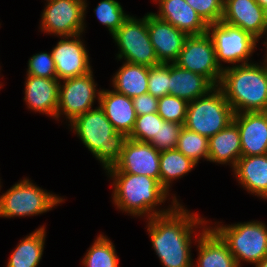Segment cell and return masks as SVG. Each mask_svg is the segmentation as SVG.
Masks as SVG:
<instances>
[{"label": "cell", "mask_w": 267, "mask_h": 267, "mask_svg": "<svg viewBox=\"0 0 267 267\" xmlns=\"http://www.w3.org/2000/svg\"><path fill=\"white\" fill-rule=\"evenodd\" d=\"M59 84L57 78L26 75L23 99L27 108L55 119L59 104Z\"/></svg>", "instance_id": "obj_18"}, {"label": "cell", "mask_w": 267, "mask_h": 267, "mask_svg": "<svg viewBox=\"0 0 267 267\" xmlns=\"http://www.w3.org/2000/svg\"><path fill=\"white\" fill-rule=\"evenodd\" d=\"M162 121L163 119L157 112L137 116L135 126L128 138L141 142H149L154 136H157L159 123Z\"/></svg>", "instance_id": "obj_34"}, {"label": "cell", "mask_w": 267, "mask_h": 267, "mask_svg": "<svg viewBox=\"0 0 267 267\" xmlns=\"http://www.w3.org/2000/svg\"><path fill=\"white\" fill-rule=\"evenodd\" d=\"M158 98L149 93L141 94L132 98L133 107L137 116L145 114L156 113L158 106Z\"/></svg>", "instance_id": "obj_37"}, {"label": "cell", "mask_w": 267, "mask_h": 267, "mask_svg": "<svg viewBox=\"0 0 267 267\" xmlns=\"http://www.w3.org/2000/svg\"><path fill=\"white\" fill-rule=\"evenodd\" d=\"M217 87L235 114L267 111V68L261 62L225 68Z\"/></svg>", "instance_id": "obj_3"}, {"label": "cell", "mask_w": 267, "mask_h": 267, "mask_svg": "<svg viewBox=\"0 0 267 267\" xmlns=\"http://www.w3.org/2000/svg\"><path fill=\"white\" fill-rule=\"evenodd\" d=\"M208 143V137L193 132L183 126L176 149L198 165L201 159L208 161Z\"/></svg>", "instance_id": "obj_29"}, {"label": "cell", "mask_w": 267, "mask_h": 267, "mask_svg": "<svg viewBox=\"0 0 267 267\" xmlns=\"http://www.w3.org/2000/svg\"><path fill=\"white\" fill-rule=\"evenodd\" d=\"M94 14L98 21L106 26L111 36L121 27L130 16L126 14L117 0H102L94 8Z\"/></svg>", "instance_id": "obj_30"}, {"label": "cell", "mask_w": 267, "mask_h": 267, "mask_svg": "<svg viewBox=\"0 0 267 267\" xmlns=\"http://www.w3.org/2000/svg\"><path fill=\"white\" fill-rule=\"evenodd\" d=\"M264 9V17H265V22H266V30H267V6Z\"/></svg>", "instance_id": "obj_41"}, {"label": "cell", "mask_w": 267, "mask_h": 267, "mask_svg": "<svg viewBox=\"0 0 267 267\" xmlns=\"http://www.w3.org/2000/svg\"><path fill=\"white\" fill-rule=\"evenodd\" d=\"M189 102L168 94L159 98L157 113L165 121L184 125Z\"/></svg>", "instance_id": "obj_31"}, {"label": "cell", "mask_w": 267, "mask_h": 267, "mask_svg": "<svg viewBox=\"0 0 267 267\" xmlns=\"http://www.w3.org/2000/svg\"><path fill=\"white\" fill-rule=\"evenodd\" d=\"M93 76L92 70L86 75L60 81L59 104L55 120L59 121L60 117L65 115L62 118L68 119V123H71L80 115L93 109L96 100L99 102L101 92Z\"/></svg>", "instance_id": "obj_11"}, {"label": "cell", "mask_w": 267, "mask_h": 267, "mask_svg": "<svg viewBox=\"0 0 267 267\" xmlns=\"http://www.w3.org/2000/svg\"><path fill=\"white\" fill-rule=\"evenodd\" d=\"M82 259L84 267H119L120 264L114 243L102 233L96 236Z\"/></svg>", "instance_id": "obj_28"}, {"label": "cell", "mask_w": 267, "mask_h": 267, "mask_svg": "<svg viewBox=\"0 0 267 267\" xmlns=\"http://www.w3.org/2000/svg\"><path fill=\"white\" fill-rule=\"evenodd\" d=\"M215 87L207 77L170 63L169 94L190 102L207 95Z\"/></svg>", "instance_id": "obj_23"}, {"label": "cell", "mask_w": 267, "mask_h": 267, "mask_svg": "<svg viewBox=\"0 0 267 267\" xmlns=\"http://www.w3.org/2000/svg\"><path fill=\"white\" fill-rule=\"evenodd\" d=\"M98 104L117 132L131 134L137 117L132 98L103 88Z\"/></svg>", "instance_id": "obj_21"}, {"label": "cell", "mask_w": 267, "mask_h": 267, "mask_svg": "<svg viewBox=\"0 0 267 267\" xmlns=\"http://www.w3.org/2000/svg\"><path fill=\"white\" fill-rule=\"evenodd\" d=\"M160 151L149 142L127 139L119 161L105 172L145 175L160 183Z\"/></svg>", "instance_id": "obj_14"}, {"label": "cell", "mask_w": 267, "mask_h": 267, "mask_svg": "<svg viewBox=\"0 0 267 267\" xmlns=\"http://www.w3.org/2000/svg\"><path fill=\"white\" fill-rule=\"evenodd\" d=\"M207 24L222 20L224 0H185Z\"/></svg>", "instance_id": "obj_35"}, {"label": "cell", "mask_w": 267, "mask_h": 267, "mask_svg": "<svg viewBox=\"0 0 267 267\" xmlns=\"http://www.w3.org/2000/svg\"><path fill=\"white\" fill-rule=\"evenodd\" d=\"M149 67L123 61L113 74L112 86L115 92L134 98L148 92Z\"/></svg>", "instance_id": "obj_25"}, {"label": "cell", "mask_w": 267, "mask_h": 267, "mask_svg": "<svg viewBox=\"0 0 267 267\" xmlns=\"http://www.w3.org/2000/svg\"><path fill=\"white\" fill-rule=\"evenodd\" d=\"M222 21L261 39L266 33L264 9L256 0H224Z\"/></svg>", "instance_id": "obj_17"}, {"label": "cell", "mask_w": 267, "mask_h": 267, "mask_svg": "<svg viewBox=\"0 0 267 267\" xmlns=\"http://www.w3.org/2000/svg\"><path fill=\"white\" fill-rule=\"evenodd\" d=\"M255 267H267V257H264L260 262L256 263Z\"/></svg>", "instance_id": "obj_39"}, {"label": "cell", "mask_w": 267, "mask_h": 267, "mask_svg": "<svg viewBox=\"0 0 267 267\" xmlns=\"http://www.w3.org/2000/svg\"><path fill=\"white\" fill-rule=\"evenodd\" d=\"M256 2L262 7L265 8L267 6V0H256Z\"/></svg>", "instance_id": "obj_40"}, {"label": "cell", "mask_w": 267, "mask_h": 267, "mask_svg": "<svg viewBox=\"0 0 267 267\" xmlns=\"http://www.w3.org/2000/svg\"><path fill=\"white\" fill-rule=\"evenodd\" d=\"M27 75L43 77V78H57L55 63L52 53L39 52L33 54L27 63Z\"/></svg>", "instance_id": "obj_36"}, {"label": "cell", "mask_w": 267, "mask_h": 267, "mask_svg": "<svg viewBox=\"0 0 267 267\" xmlns=\"http://www.w3.org/2000/svg\"><path fill=\"white\" fill-rule=\"evenodd\" d=\"M198 257L193 267H238L227 244L209 226L196 241ZM195 263V264H194Z\"/></svg>", "instance_id": "obj_22"}, {"label": "cell", "mask_w": 267, "mask_h": 267, "mask_svg": "<svg viewBox=\"0 0 267 267\" xmlns=\"http://www.w3.org/2000/svg\"><path fill=\"white\" fill-rule=\"evenodd\" d=\"M233 108L216 86L207 95L188 104L184 127L210 138L227 127L234 118Z\"/></svg>", "instance_id": "obj_7"}, {"label": "cell", "mask_w": 267, "mask_h": 267, "mask_svg": "<svg viewBox=\"0 0 267 267\" xmlns=\"http://www.w3.org/2000/svg\"><path fill=\"white\" fill-rule=\"evenodd\" d=\"M210 227L227 244L238 267H242L243 262L254 265L267 257V225L264 222L251 220L223 225L218 221Z\"/></svg>", "instance_id": "obj_5"}, {"label": "cell", "mask_w": 267, "mask_h": 267, "mask_svg": "<svg viewBox=\"0 0 267 267\" xmlns=\"http://www.w3.org/2000/svg\"><path fill=\"white\" fill-rule=\"evenodd\" d=\"M111 37L119 49L115 58L118 61L148 67L160 64L150 40L147 14L142 18L130 15Z\"/></svg>", "instance_id": "obj_9"}, {"label": "cell", "mask_w": 267, "mask_h": 267, "mask_svg": "<svg viewBox=\"0 0 267 267\" xmlns=\"http://www.w3.org/2000/svg\"><path fill=\"white\" fill-rule=\"evenodd\" d=\"M63 202H65V198L40 188L26 177L0 195V217L41 215Z\"/></svg>", "instance_id": "obj_6"}, {"label": "cell", "mask_w": 267, "mask_h": 267, "mask_svg": "<svg viewBox=\"0 0 267 267\" xmlns=\"http://www.w3.org/2000/svg\"><path fill=\"white\" fill-rule=\"evenodd\" d=\"M147 26L151 43L159 63H175L188 37L172 24L147 13Z\"/></svg>", "instance_id": "obj_15"}, {"label": "cell", "mask_w": 267, "mask_h": 267, "mask_svg": "<svg viewBox=\"0 0 267 267\" xmlns=\"http://www.w3.org/2000/svg\"><path fill=\"white\" fill-rule=\"evenodd\" d=\"M207 33L213 40L216 61L221 69L224 70L231 64L237 66L253 62L251 57L259 40L249 32L220 20L209 24ZM222 62L229 65L223 66Z\"/></svg>", "instance_id": "obj_8"}, {"label": "cell", "mask_w": 267, "mask_h": 267, "mask_svg": "<svg viewBox=\"0 0 267 267\" xmlns=\"http://www.w3.org/2000/svg\"><path fill=\"white\" fill-rule=\"evenodd\" d=\"M175 64L207 77L215 86H218L223 72L216 61L213 40L207 32L188 36Z\"/></svg>", "instance_id": "obj_12"}, {"label": "cell", "mask_w": 267, "mask_h": 267, "mask_svg": "<svg viewBox=\"0 0 267 267\" xmlns=\"http://www.w3.org/2000/svg\"><path fill=\"white\" fill-rule=\"evenodd\" d=\"M46 231L42 225L21 239L10 254L6 267H38L45 248Z\"/></svg>", "instance_id": "obj_26"}, {"label": "cell", "mask_w": 267, "mask_h": 267, "mask_svg": "<svg viewBox=\"0 0 267 267\" xmlns=\"http://www.w3.org/2000/svg\"><path fill=\"white\" fill-rule=\"evenodd\" d=\"M58 38L60 40L52 48L51 53L59 81L83 76L93 70L82 34Z\"/></svg>", "instance_id": "obj_13"}, {"label": "cell", "mask_w": 267, "mask_h": 267, "mask_svg": "<svg viewBox=\"0 0 267 267\" xmlns=\"http://www.w3.org/2000/svg\"><path fill=\"white\" fill-rule=\"evenodd\" d=\"M170 63H160L149 67L148 92L156 98L169 94Z\"/></svg>", "instance_id": "obj_32"}, {"label": "cell", "mask_w": 267, "mask_h": 267, "mask_svg": "<svg viewBox=\"0 0 267 267\" xmlns=\"http://www.w3.org/2000/svg\"><path fill=\"white\" fill-rule=\"evenodd\" d=\"M105 173L113 180L112 202L116 209L133 218L149 219L156 215L167 214L179 203L176 195H170L156 179L124 172ZM170 196L171 204L166 209H159Z\"/></svg>", "instance_id": "obj_2"}, {"label": "cell", "mask_w": 267, "mask_h": 267, "mask_svg": "<svg viewBox=\"0 0 267 267\" xmlns=\"http://www.w3.org/2000/svg\"><path fill=\"white\" fill-rule=\"evenodd\" d=\"M240 133L242 156L267 154V111L234 114Z\"/></svg>", "instance_id": "obj_16"}, {"label": "cell", "mask_w": 267, "mask_h": 267, "mask_svg": "<svg viewBox=\"0 0 267 267\" xmlns=\"http://www.w3.org/2000/svg\"><path fill=\"white\" fill-rule=\"evenodd\" d=\"M264 35L265 36H263L262 38L265 37V41L262 42V44L265 46L264 48H266V51H265L266 53L264 55V60H262L263 61L262 64L267 68V31Z\"/></svg>", "instance_id": "obj_38"}, {"label": "cell", "mask_w": 267, "mask_h": 267, "mask_svg": "<svg viewBox=\"0 0 267 267\" xmlns=\"http://www.w3.org/2000/svg\"><path fill=\"white\" fill-rule=\"evenodd\" d=\"M197 164L177 149L160 152V185L170 194L172 182L188 175Z\"/></svg>", "instance_id": "obj_27"}, {"label": "cell", "mask_w": 267, "mask_h": 267, "mask_svg": "<svg viewBox=\"0 0 267 267\" xmlns=\"http://www.w3.org/2000/svg\"><path fill=\"white\" fill-rule=\"evenodd\" d=\"M68 125L105 171L119 161L128 136L114 129L99 105Z\"/></svg>", "instance_id": "obj_4"}, {"label": "cell", "mask_w": 267, "mask_h": 267, "mask_svg": "<svg viewBox=\"0 0 267 267\" xmlns=\"http://www.w3.org/2000/svg\"><path fill=\"white\" fill-rule=\"evenodd\" d=\"M40 31L57 37L83 34L87 0H44Z\"/></svg>", "instance_id": "obj_10"}, {"label": "cell", "mask_w": 267, "mask_h": 267, "mask_svg": "<svg viewBox=\"0 0 267 267\" xmlns=\"http://www.w3.org/2000/svg\"><path fill=\"white\" fill-rule=\"evenodd\" d=\"M182 127V124L163 120L159 123L157 136H154L149 143L160 152L176 149Z\"/></svg>", "instance_id": "obj_33"}, {"label": "cell", "mask_w": 267, "mask_h": 267, "mask_svg": "<svg viewBox=\"0 0 267 267\" xmlns=\"http://www.w3.org/2000/svg\"><path fill=\"white\" fill-rule=\"evenodd\" d=\"M146 222L152 248L163 267H193L192 244L212 224L180 202L167 214L153 216Z\"/></svg>", "instance_id": "obj_1"}, {"label": "cell", "mask_w": 267, "mask_h": 267, "mask_svg": "<svg viewBox=\"0 0 267 267\" xmlns=\"http://www.w3.org/2000/svg\"><path fill=\"white\" fill-rule=\"evenodd\" d=\"M232 171L248 193L267 200V154L241 156Z\"/></svg>", "instance_id": "obj_20"}, {"label": "cell", "mask_w": 267, "mask_h": 267, "mask_svg": "<svg viewBox=\"0 0 267 267\" xmlns=\"http://www.w3.org/2000/svg\"><path fill=\"white\" fill-rule=\"evenodd\" d=\"M208 161L233 169L242 156L240 133L237 125L232 121L220 132L211 136L208 143Z\"/></svg>", "instance_id": "obj_24"}, {"label": "cell", "mask_w": 267, "mask_h": 267, "mask_svg": "<svg viewBox=\"0 0 267 267\" xmlns=\"http://www.w3.org/2000/svg\"><path fill=\"white\" fill-rule=\"evenodd\" d=\"M158 5L157 18L172 24L187 36L207 32L208 25L185 0H153Z\"/></svg>", "instance_id": "obj_19"}]
</instances>
